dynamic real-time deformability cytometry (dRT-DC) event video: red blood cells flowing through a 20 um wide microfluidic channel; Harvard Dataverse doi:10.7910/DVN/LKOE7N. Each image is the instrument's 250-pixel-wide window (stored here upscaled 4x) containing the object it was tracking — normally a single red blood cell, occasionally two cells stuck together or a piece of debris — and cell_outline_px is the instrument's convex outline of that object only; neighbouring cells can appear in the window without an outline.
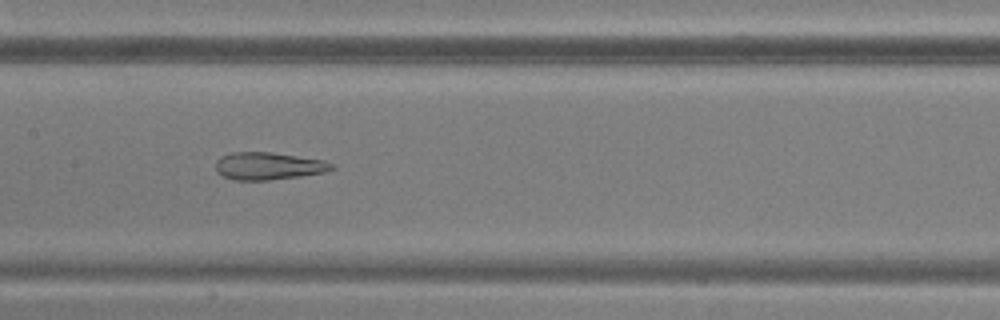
{"species": "common noctule bat (a hibernating species)", "species_latin": "Nyctalus noctula", "temperature_condition": "warm", "stored_images_in_passage": 49, "camera_frame_rate_fps": 3000, "um_per_image_px": 0.085, "animal": {"sex": "male", "body_mass_g": 20.5, "forearm_length_mm": 52.5}, "frame": {"image": 1, "passage_image": 24, "time_ms": 7.667, "image_size_px": [1000, 320], "cell_outline_px": [[336, 168], [324, 172], [300, 176], [268, 180], [236, 180], [224, 176], [216, 172], [216, 160], [220, 156], [232, 152], [272, 152], [324, 160], [336, 164]], "centroid_in_image_um": [22.83, 14.1], "position_along_channel_um": 184.6, "area_um2": 18.67}}
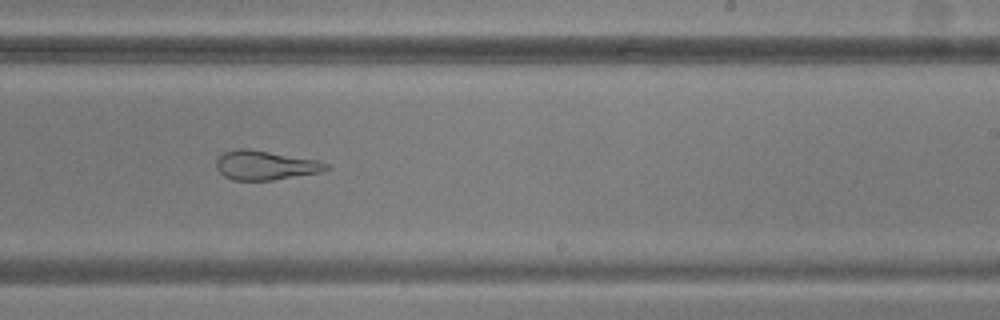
{"frame": {"image": 2, "passage_image": 30, "time_ms": 9.667, "image_size_px": [1000, 320], "cell_outline_px": [[332, 168], [320, 172], [272, 180], [232, 180], [224, 176], [216, 168], [216, 160], [224, 152], [236, 148], [248, 148], [316, 160], [328, 164]], "centroid_in_image_um": [22.53, 14.04], "position_along_channel_um": 266.5, "area_um2": 18.67}}
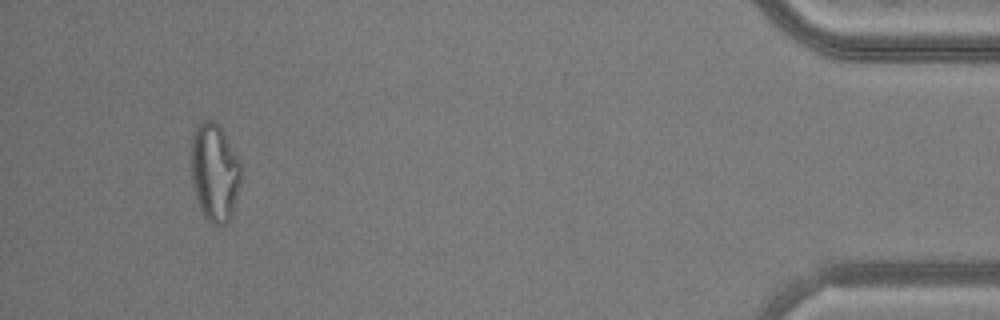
{"frame": {"image": 3, "passage_image": 46, "time_ms": 15.0, "image_size_px": [1000, 320], "cell_outline_px": [[240, 184], [228, 220], [224, 224], [212, 224], [204, 216], [200, 208], [192, 180], [192, 136], [196, 124], [200, 120], [216, 120], [240, 160]], "centroid_in_image_um": [18.23, 14.57], "position_along_channel_um": 417.0, "area_um2": 27.98}}